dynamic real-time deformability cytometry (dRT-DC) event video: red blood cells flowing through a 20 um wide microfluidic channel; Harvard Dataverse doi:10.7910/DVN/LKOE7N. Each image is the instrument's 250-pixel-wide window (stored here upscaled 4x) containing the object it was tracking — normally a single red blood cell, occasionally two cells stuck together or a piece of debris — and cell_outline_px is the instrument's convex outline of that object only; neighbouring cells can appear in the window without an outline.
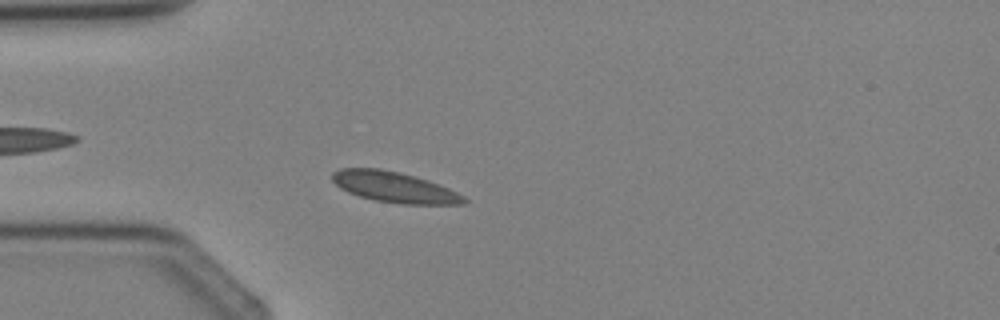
{"species": "Egyptian fruit bat (a non-hibernating species)", "species_latin": "Rousettus aegyptiacus", "temperature_condition": "cold", "stored_images_in_passage": 3, "camera_frame_rate_fps": 3000, "um_per_image_px": 0.085, "animal": {"sex": "female"}, "frame": {"image": 1, "passage_image": 3, "time_ms": 2.333, "image_size_px": [1000, 320], "cell_outline_px": [[468, 200], [464, 204], [400, 204], [376, 200], [360, 196], [348, 192], [340, 188], [332, 180], [332, 172], [340, 168], [380, 168], [400, 172], [416, 176], [428, 180], [448, 188], [464, 196]], "centroid_in_image_um": [33.51, 15.9], "position_along_channel_um": 51.5, "area_um2": 23.52}}